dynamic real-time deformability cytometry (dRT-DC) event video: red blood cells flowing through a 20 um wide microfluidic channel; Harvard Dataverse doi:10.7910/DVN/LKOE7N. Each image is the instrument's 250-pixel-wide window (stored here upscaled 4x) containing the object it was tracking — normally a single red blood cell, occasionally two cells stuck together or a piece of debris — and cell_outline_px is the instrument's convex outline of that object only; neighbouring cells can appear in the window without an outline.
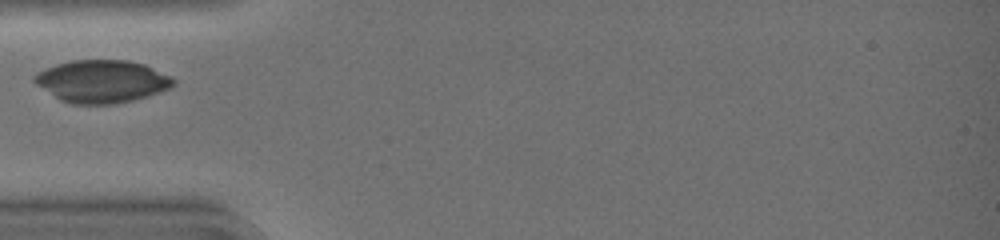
{"species": "common noctule bat (a hibernating species)", "species_latin": "Nyctalus noctula", "temperature_condition": "warm", "stored_images_in_passage": 19, "camera_frame_rate_fps": 3000, "um_per_image_px": 0.085, "animal": {"sex": "female", "body_mass_g": 19.0, "forearm_length_mm": 51.5}, "frame": {"image": 1, "passage_image": 1, "time_ms": 0.0, "image_size_px": [1000, 240], "cell_outline_px": [[176, 84], [160, 92], [148, 96], [116, 104], [72, 104], [60, 100], [36, 84], [32, 80], [32, 76], [44, 68], [56, 64], [72, 60], [128, 60], [144, 64], [172, 76], [176, 80]], "centroid_in_image_um": [8.66, 6.91], "position_along_channel_um": 76.3, "area_um2": 34.68}}